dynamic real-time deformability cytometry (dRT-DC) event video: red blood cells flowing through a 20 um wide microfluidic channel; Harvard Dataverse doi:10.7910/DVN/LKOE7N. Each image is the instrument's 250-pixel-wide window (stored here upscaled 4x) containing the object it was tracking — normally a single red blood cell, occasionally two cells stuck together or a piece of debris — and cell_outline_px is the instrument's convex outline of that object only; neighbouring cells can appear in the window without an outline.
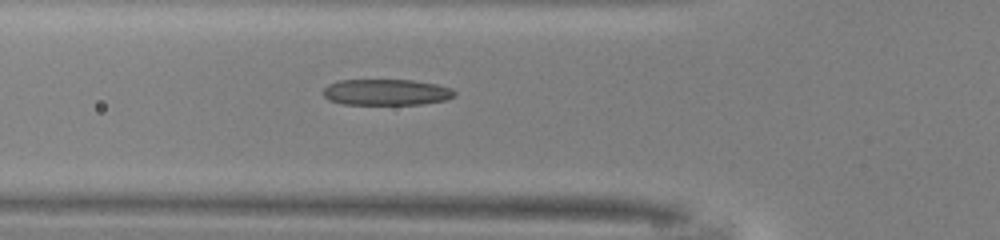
{"species": "common noctule bat (a hibernating species)", "species_latin": "Nyctalus noctula", "temperature_condition": "warm", "stored_images_in_passage": 16, "camera_frame_rate_fps": 3000, "um_per_image_px": 0.085, "animal": {"sex": "male", "body_mass_g": 13.0, "forearm_length_mm": 53.1}, "frame": {"image": 1, "passage_image": 16, "time_ms": 5.0, "image_size_px": [1000, 240], "cell_outline_px": [[456, 96], [448, 100], [424, 104], [344, 104], [328, 100], [320, 92], [328, 84], [336, 80], [412, 80], [436, 84], [452, 88], [456, 92]], "centroid_in_image_um": [32.84, 7.84], "position_along_channel_um": 93.0, "area_um2": 20.29}}